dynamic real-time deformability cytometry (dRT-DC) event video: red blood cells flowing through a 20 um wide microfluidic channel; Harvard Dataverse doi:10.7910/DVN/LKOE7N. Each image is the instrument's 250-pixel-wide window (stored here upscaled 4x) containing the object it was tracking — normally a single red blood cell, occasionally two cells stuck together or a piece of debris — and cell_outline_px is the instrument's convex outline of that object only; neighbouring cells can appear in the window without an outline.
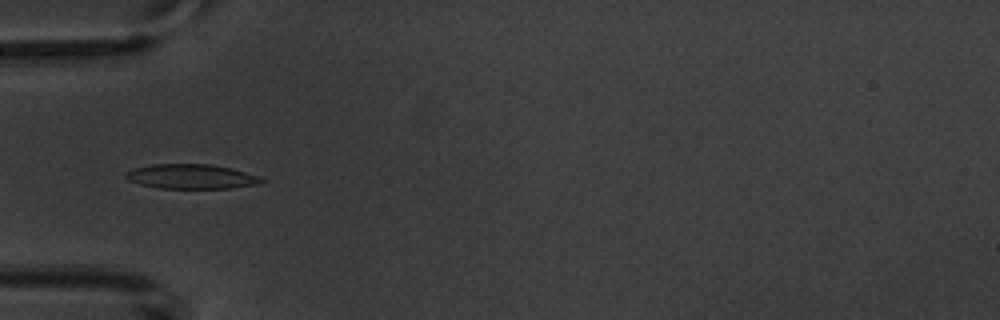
{"species": "common noctule bat (a hibernating species)", "species_latin": "Nyctalus noctula", "temperature_condition": "warm", "stored_images_in_passage": 7, "camera_frame_rate_fps": 3000, "um_per_image_px": 0.085, "animal": {"sex": "male", "body_mass_g": 20.1, "forearm_length_mm": 53.5}, "frame": {"image": 1, "passage_image": 6, "time_ms": 6.0, "image_size_px": [1000, 320], "cell_outline_px": [[264, 180], [256, 184], [232, 188], [156, 188], [140, 184], [128, 180], [124, 176], [124, 172], [136, 168], [152, 164], [212, 164], [232, 168], [260, 176]], "centroid_in_image_um": [16.24, 15.0], "position_along_channel_um": 68.8, "area_um2": 19.48}}
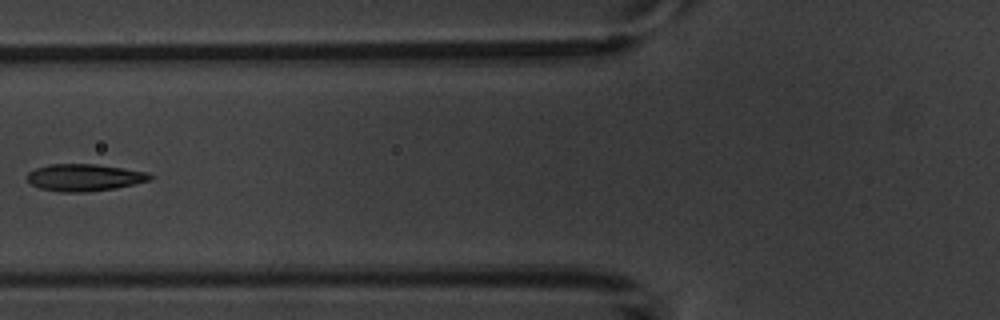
{"frame": {"image": 2, "passage_image": 7, "time_ms": 7.333, "image_size_px": [1000, 320], "cell_outline_px": [[152, 180], [116, 188], [84, 192], [60, 192], [40, 188], [32, 184], [28, 180], [28, 172], [36, 168], [48, 164], [96, 164], [148, 172], [152, 176]], "centroid_in_image_um": [7.18, 15.08], "position_along_channel_um": 118.6, "area_um2": 19.31}}